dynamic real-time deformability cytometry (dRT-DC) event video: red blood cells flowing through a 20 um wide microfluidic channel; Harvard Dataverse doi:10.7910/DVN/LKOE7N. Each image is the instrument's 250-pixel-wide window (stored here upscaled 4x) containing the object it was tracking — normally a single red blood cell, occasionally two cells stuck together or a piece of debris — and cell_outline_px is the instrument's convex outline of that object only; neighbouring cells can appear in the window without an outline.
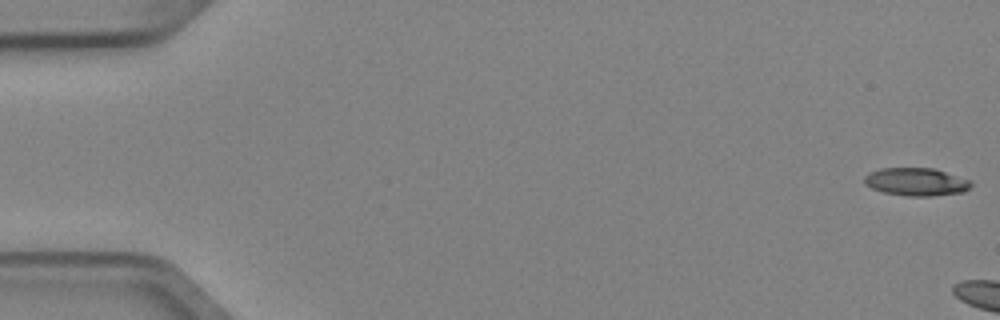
{"species": "Egyptian fruit bat (a non-hibernating species)", "species_latin": "Rousettus aegyptiacus", "temperature_condition": "cold", "stored_images_in_passage": 3, "camera_frame_rate_fps": 3000, "um_per_image_px": 0.085, "animal": {"sex": "female"}, "frame": {"image": 1, "passage_image": 1, "time_ms": 0.0, "image_size_px": [1000, 320], "cell_outline_px": [[972, 184], [964, 192], [932, 196], [908, 196], [884, 192], [872, 188], [864, 184], [864, 176], [868, 172], [880, 168], [932, 168], [972, 180]], "centroid_in_image_um": [77.86, 15.45], "position_along_channel_um": 7.1, "area_um2": 17.4}}